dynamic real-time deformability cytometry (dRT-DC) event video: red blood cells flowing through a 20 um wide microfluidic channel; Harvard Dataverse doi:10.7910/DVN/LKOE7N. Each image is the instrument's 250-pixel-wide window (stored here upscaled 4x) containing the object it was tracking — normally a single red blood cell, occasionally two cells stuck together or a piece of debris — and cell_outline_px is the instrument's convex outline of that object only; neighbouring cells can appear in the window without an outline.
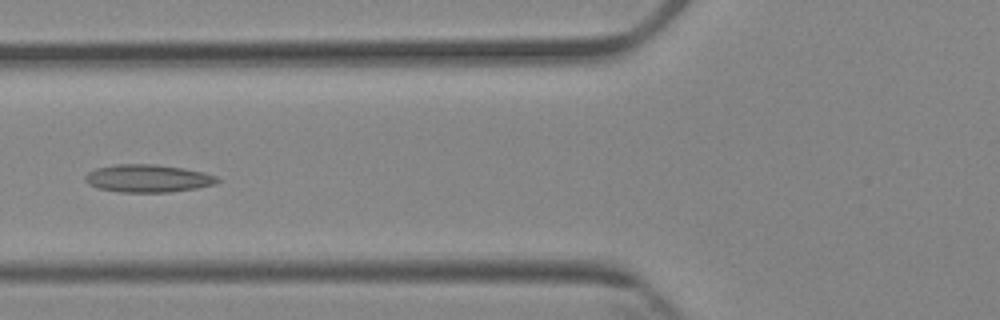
{"species": "Egyptian fruit bat (a non-hibernating species)", "species_latin": "Rousettus aegyptiacus", "temperature_condition": "cold", "stored_images_in_passage": 5, "camera_frame_rate_fps": 3000, "um_per_image_px": 0.085, "animal": {"sex": "female"}, "frame": {"image": 1, "passage_image": 5, "time_ms": 4.667, "image_size_px": [1000, 320], "cell_outline_px": [[220, 180], [216, 184], [196, 188], [168, 192], [120, 192], [96, 188], [88, 184], [84, 180], [84, 176], [88, 172], [96, 168], [116, 164], [156, 164], [184, 168], [204, 172], [216, 176]], "centroid_in_image_um": [12.55, 15.16], "position_along_channel_um": 113.3, "area_um2": 21.5}}